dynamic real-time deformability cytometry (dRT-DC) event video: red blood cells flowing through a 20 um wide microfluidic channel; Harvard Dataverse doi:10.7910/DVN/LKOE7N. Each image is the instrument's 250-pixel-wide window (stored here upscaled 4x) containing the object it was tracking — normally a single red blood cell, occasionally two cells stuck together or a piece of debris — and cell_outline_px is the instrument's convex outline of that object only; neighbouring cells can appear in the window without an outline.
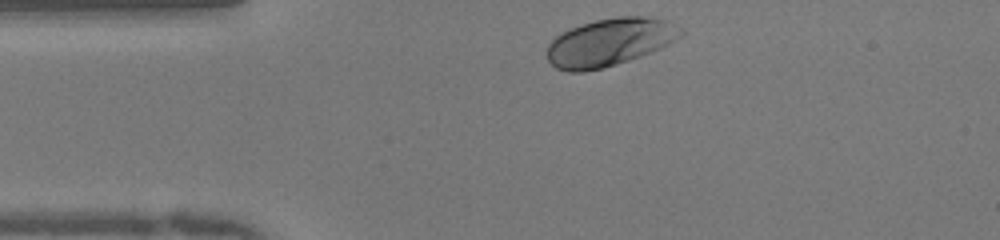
{"species": "human", "species_latin": "Homo sapiens", "temperature_condition": "warm", "stored_images_in_passage": 31, "camera_frame_rate_fps": 3000, "um_per_image_px": 0.085, "donor": {"sex": "female"}, "frame": {"image": 1, "passage_image": 1, "time_ms": 0.0, "image_size_px": [1000, 240], "cell_outline_px": [[688, 32], [676, 40], [660, 48], [640, 56], [616, 64], [584, 72], [568, 72], [556, 68], [548, 60], [548, 44], [556, 36], [580, 24], [596, 20], [620, 16], [640, 16], [668, 20], [684, 28]], "centroid_in_image_um": [51.88, 3.57], "position_along_channel_um": 33.1, "area_um2": 37.17}}
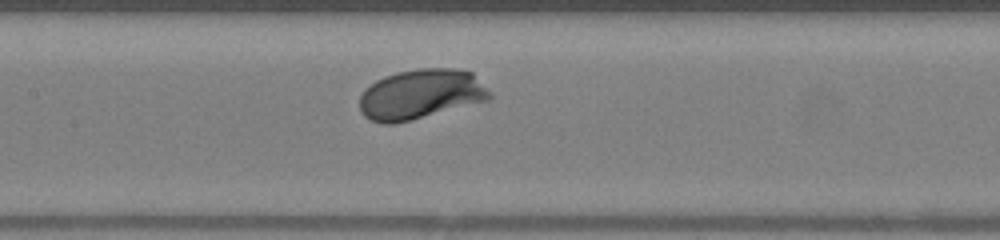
{"frame": {"image": 2, "passage_image": 14, "time_ms": 4.333, "image_size_px": [1000, 240], "cell_outline_px": [[492, 96], [488, 100], [412, 120], [392, 124], [384, 124], [372, 120], [364, 116], [360, 112], [360, 96], [364, 88], [376, 80], [384, 76], [396, 72], [420, 68], [456, 68], [472, 72], [492, 92]], "centroid_in_image_um": [35.76, 8.0], "position_along_channel_um": 171.6, "area_um2": 38.09}}
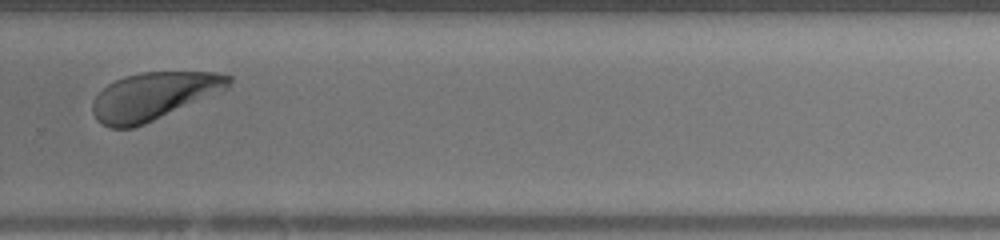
{"frame": {"image": 3, "passage_image": 25, "time_ms": 8.0, "image_size_px": [1000, 240], "cell_outline_px": [[232, 84], [228, 88], [144, 124], [132, 128], [112, 128], [96, 120], [92, 112], [92, 104], [96, 96], [108, 84], [124, 76], [140, 72], [216, 72], [232, 76]], "centroid_in_image_um": [13.05, 8.15], "position_along_channel_um": 316.7, "area_um2": 37.34}, "authors_computed_cell_mechanics": {"area_um2": 37.1076, "velocity_mm_per_s": 3.9624, "shape_relaxation_time_tau1_ms": 1.2919, "shape_relaxation_time_tau2_ms": 1.7099, "deformation_change_tau1": 0.1201, "deformation_change_tau2": 0.0481}}